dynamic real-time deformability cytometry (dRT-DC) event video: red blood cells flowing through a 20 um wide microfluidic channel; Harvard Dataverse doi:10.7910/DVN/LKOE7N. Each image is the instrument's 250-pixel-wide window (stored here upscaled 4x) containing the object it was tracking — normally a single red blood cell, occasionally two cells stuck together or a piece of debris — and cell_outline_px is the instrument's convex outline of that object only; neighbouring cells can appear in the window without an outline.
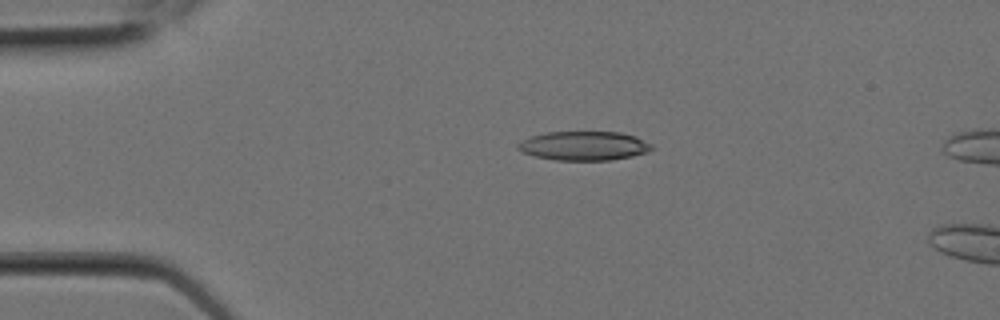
{"species": "Egyptian fruit bat (a non-hibernating species)", "species_latin": "Rousettus aegyptiacus", "temperature_condition": "room temperature", "stored_images_in_passage": 5, "camera_frame_rate_fps": 3000, "um_per_image_px": 0.085, "animal": {"sex": "female"}, "frame": {"image": 1, "passage_image": 3, "time_ms": 0.667, "image_size_px": [1000, 320], "cell_outline_px": [[652, 148], [648, 152], [632, 156], [608, 160], [556, 160], [536, 156], [524, 152], [516, 148], [516, 144], [520, 140], [532, 136], [548, 132], [620, 132], [636, 136], [652, 144]], "centroid_in_image_um": [49.63, 12.39], "position_along_channel_um": 35.4, "area_um2": 22.6}}